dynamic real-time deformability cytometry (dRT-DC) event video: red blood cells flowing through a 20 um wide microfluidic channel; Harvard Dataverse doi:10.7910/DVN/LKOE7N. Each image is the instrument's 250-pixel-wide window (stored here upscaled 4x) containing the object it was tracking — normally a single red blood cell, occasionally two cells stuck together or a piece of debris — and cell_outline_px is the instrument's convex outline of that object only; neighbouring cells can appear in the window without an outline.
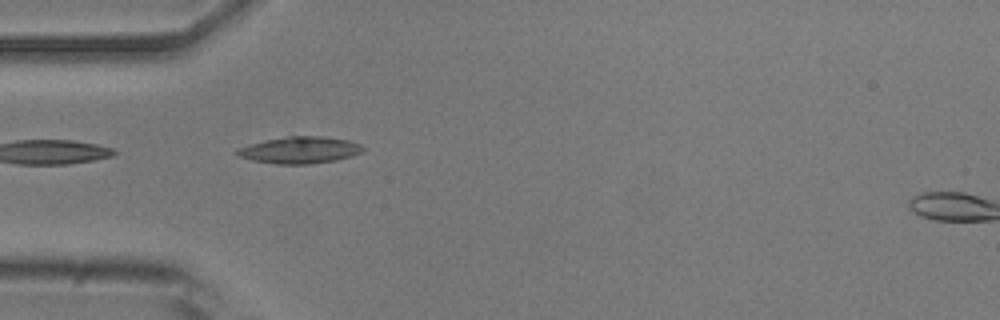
{"species": "common noctule bat (a hibernating species)", "species_latin": "Nyctalus noctula", "temperature_condition": "room temperature", "stored_images_in_passage": 5, "camera_frame_rate_fps": 3000, "um_per_image_px": 0.085, "animal": {"sex": "male", "body_mass_g": 20.5, "forearm_length_mm": 52.5}, "frame": {"image": 1, "passage_image": 1, "time_ms": 0.0, "image_size_px": [1000, 320], "cell_outline_px": [[364, 152], [352, 156], [336, 160], [308, 164], [276, 164], [252, 160], [236, 156], [232, 152], [236, 148], [248, 144], [288, 136], [324, 136], [348, 140], [360, 144], [364, 148]], "centroid_in_image_um": [25.45, 12.76], "position_along_channel_um": 59.6, "area_um2": 19.83}}
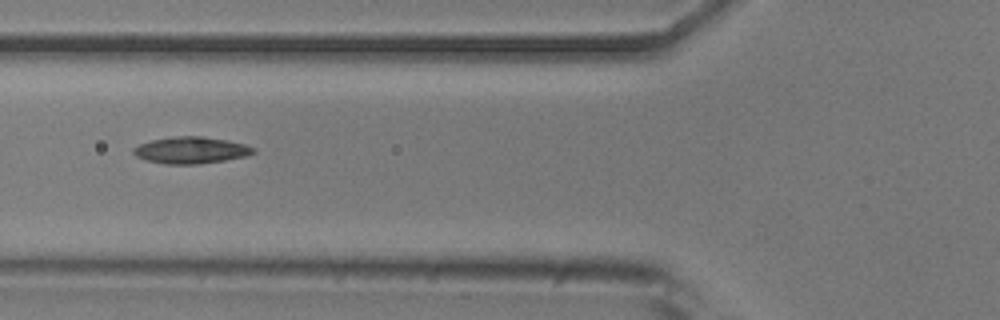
{"frame": {"image": 2, "passage_image": 2, "time_ms": 0.333, "image_size_px": [1000, 320], "cell_outline_px": [[256, 152], [248, 156], [200, 164], [164, 164], [144, 160], [136, 156], [132, 152], [132, 148], [140, 144], [152, 140], [180, 136], [200, 136], [224, 140], [244, 144], [256, 148]], "centroid_in_image_um": [16.23, 12.78], "position_along_channel_um": 109.6, "area_um2": 18.61}}
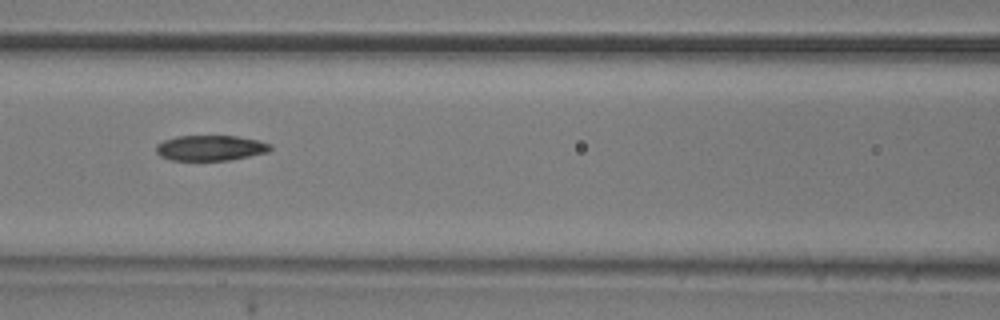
{"frame": {"image": 3, "passage_image": 3, "time_ms": 0.667, "image_size_px": [1000, 320], "cell_outline_px": [[272, 148], [268, 152], [228, 160], [172, 160], [160, 156], [156, 152], [156, 144], [164, 140], [176, 136], [236, 136], [256, 140], [272, 144]], "centroid_in_image_um": [17.87, 12.57], "position_along_channel_um": 148.7, "area_um2": 16.82}}